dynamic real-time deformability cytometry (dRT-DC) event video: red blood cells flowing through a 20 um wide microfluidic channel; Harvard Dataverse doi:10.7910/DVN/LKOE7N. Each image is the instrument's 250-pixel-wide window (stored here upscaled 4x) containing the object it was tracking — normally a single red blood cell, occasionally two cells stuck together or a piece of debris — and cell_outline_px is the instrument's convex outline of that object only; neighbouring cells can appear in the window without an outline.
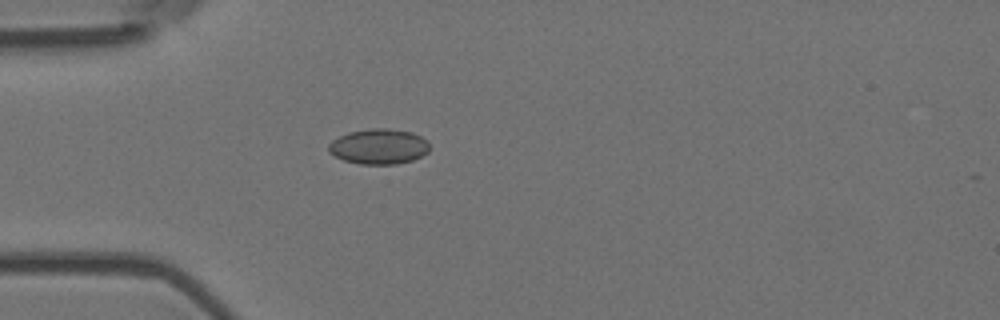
{"species": "Egyptian fruit bat (a non-hibernating species)", "species_latin": "Rousettus aegyptiacus", "temperature_condition": "room temperature", "stored_images_in_passage": 5, "camera_frame_rate_fps": 3000, "um_per_image_px": 0.085, "animal": {"sex": "female"}, "frame": {"image": 1, "passage_image": 5, "time_ms": 1.333, "image_size_px": [1000, 320], "cell_outline_px": [[428, 152], [412, 160], [396, 164], [360, 164], [344, 160], [328, 152], [328, 144], [332, 140], [348, 132], [372, 128], [388, 128], [412, 132], [428, 140]], "centroid_in_image_um": [32.19, 12.44], "position_along_channel_um": 52.8, "area_um2": 20.75}}